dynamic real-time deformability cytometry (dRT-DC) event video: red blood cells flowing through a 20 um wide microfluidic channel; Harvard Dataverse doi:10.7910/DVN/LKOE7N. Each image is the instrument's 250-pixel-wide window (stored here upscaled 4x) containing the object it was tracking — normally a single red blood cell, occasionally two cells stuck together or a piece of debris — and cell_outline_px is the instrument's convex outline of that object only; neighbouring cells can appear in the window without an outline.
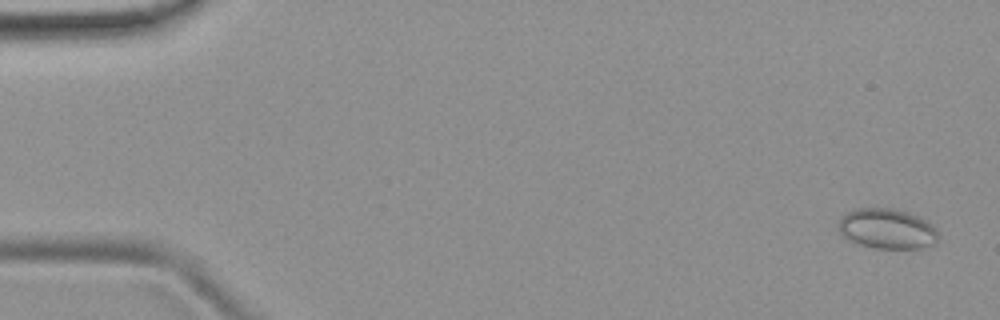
{"species": "common noctule bat (a hibernating species)", "species_latin": "Nyctalus noctula", "temperature_condition": "room temperature", "stored_images_in_passage": 53, "camera_frame_rate_fps": 3000, "um_per_image_px": 0.085, "animal": {"sex": "female", "body_mass_g": 19.9}, "frame": {"image": 1, "passage_image": 3, "time_ms": 0.667, "image_size_px": [1000, 320], "cell_outline_px": [[936, 240], [932, 244], [920, 248], [876, 248], [860, 244], [848, 240], [840, 232], [840, 220], [848, 212], [856, 208], [892, 208], [908, 212], [932, 224], [936, 228]], "centroid_in_image_um": [75.4, 19.44], "position_along_channel_um": 9.6, "area_um2": 22.89}}
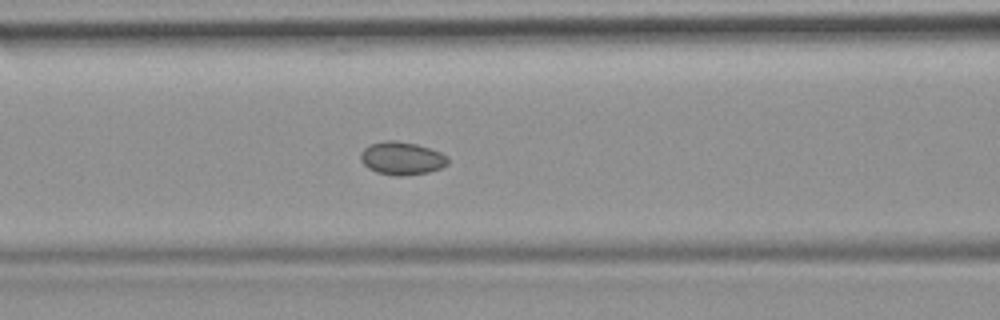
{"frame": {"image": 2, "passage_image": 23, "time_ms": 7.333, "image_size_px": [1000, 320], "cell_outline_px": [[448, 164], [440, 168], [428, 172], [404, 176], [396, 176], [376, 172], [368, 168], [360, 160], [360, 152], [368, 144], [384, 140], [396, 140], [416, 144], [440, 152], [448, 156]], "centroid_in_image_um": [34.12, 13.45], "position_along_channel_um": 132.5, "area_um2": 16.94}}
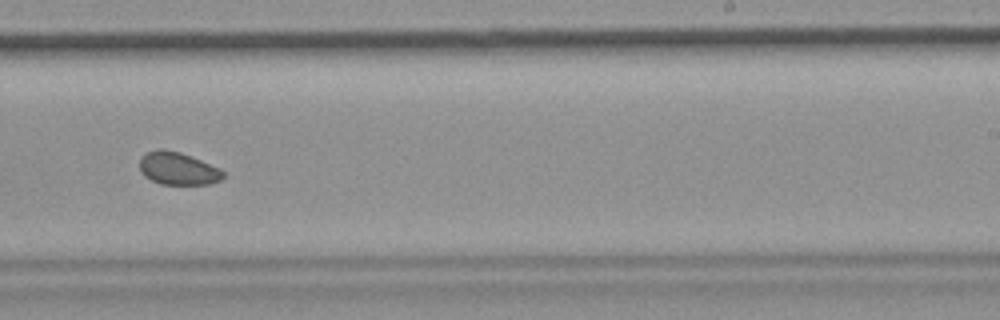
{"frame": {"image": 3, "passage_image": 34, "time_ms": 11.0, "image_size_px": [1000, 320], "cell_outline_px": [[224, 176], [220, 180], [208, 184], [160, 184], [144, 176], [140, 172], [140, 160], [148, 152], [160, 148], [164, 148], [180, 152], [192, 156], [220, 168], [224, 172]], "centroid_in_image_um": [15.13, 14.32], "position_along_channel_um": 273.9, "area_um2": 15.9}, "authors_computed_cell_mechanics": {"area_um2": 17.1088, "velocity_mm_per_s": 3.8692, "shape_relaxation_time_tau1_ms": null, "shape_relaxation_time_tau2_ms": 10.7747, "deformation_change_tau1": null, "deformation_change_tau2": 0.0932}}